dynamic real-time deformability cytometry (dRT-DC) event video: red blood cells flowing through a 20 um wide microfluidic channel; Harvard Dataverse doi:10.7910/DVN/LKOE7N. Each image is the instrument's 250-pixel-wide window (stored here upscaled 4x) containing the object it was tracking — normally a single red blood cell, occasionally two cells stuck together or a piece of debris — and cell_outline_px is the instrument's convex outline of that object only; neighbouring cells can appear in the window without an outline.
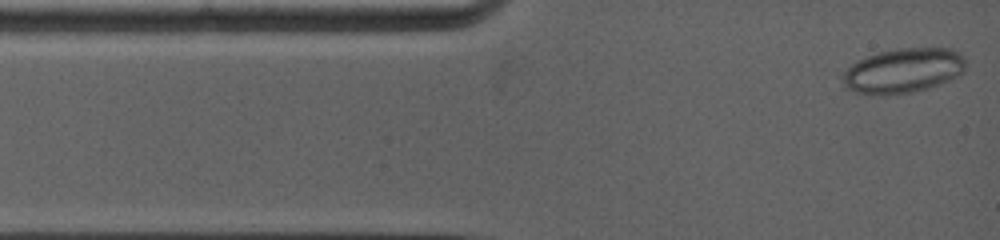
{"species": "common noctule bat (a hibernating species)", "species_latin": "Nyctalus noctula", "temperature_condition": "warm", "stored_images_in_passage": 9, "camera_frame_rate_fps": 5000, "um_per_image_px": 0.085, "animal": {"sex": "female", "body_mass_g": 19.0, "forearm_length_mm": 53.3}, "frame": {"image": 1, "passage_image": 1, "time_ms": 0.0, "image_size_px": [1000, 240], "cell_outline_px": [[964, 72], [960, 76], [940, 84], [928, 88], [912, 92], [888, 96], [880, 96], [856, 92], [848, 88], [844, 84], [840, 76], [852, 64], [868, 56], [880, 52], [896, 48], [952, 48], [960, 52], [964, 56]], "centroid_in_image_um": [76.8, 6.01], "position_along_channel_um": 8.2, "area_um2": 32.37}}